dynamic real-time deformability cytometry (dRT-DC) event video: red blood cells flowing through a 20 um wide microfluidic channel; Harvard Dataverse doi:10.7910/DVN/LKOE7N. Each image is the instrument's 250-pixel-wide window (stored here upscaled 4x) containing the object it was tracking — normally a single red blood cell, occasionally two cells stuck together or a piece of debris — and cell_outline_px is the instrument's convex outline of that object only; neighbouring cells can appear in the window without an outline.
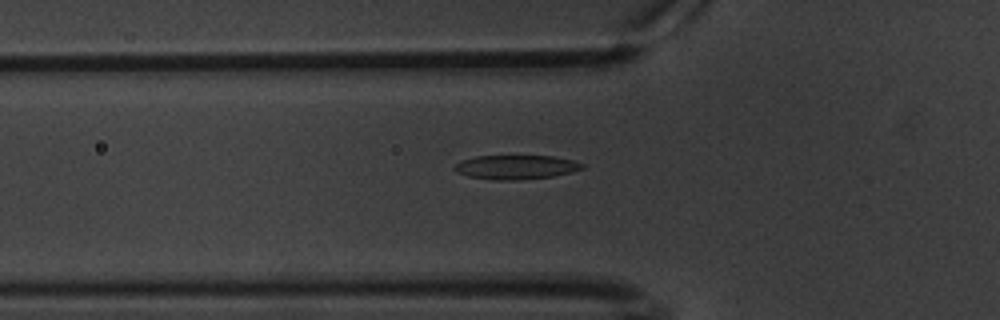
{"species": "common noctule bat (a hibernating species)", "species_latin": "Nyctalus noctula", "temperature_condition": "warm", "stored_images_in_passage": 60, "camera_frame_rate_fps": 3000, "um_per_image_px": 0.085, "animal": {"sex": "male", "body_mass_g": 20.1, "forearm_length_mm": 53.5}, "frame": {"image": 1, "passage_image": 21, "time_ms": 6.667, "image_size_px": [1000, 320], "cell_outline_px": [[584, 168], [572, 172], [552, 176], [516, 180], [496, 180], [468, 176], [456, 172], [452, 168], [460, 160], [476, 156], [552, 156], [572, 160], [584, 164]], "centroid_in_image_um": [43.83, 14.2], "position_along_channel_um": 82.0, "area_um2": 17.92}}
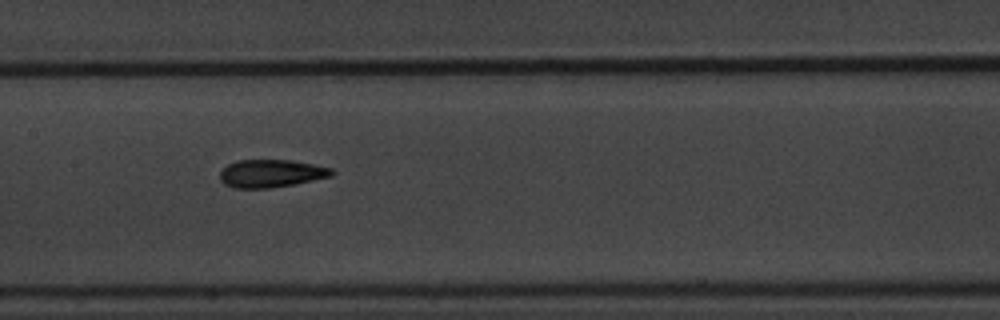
{"frame": {"image": 2, "passage_image": 30, "time_ms": 9.667, "image_size_px": [1000, 320], "cell_outline_px": [[336, 172], [332, 176], [292, 184], [268, 188], [232, 188], [224, 184], [220, 180], [220, 172], [228, 164], [236, 160], [288, 160], [312, 164], [332, 168]], "centroid_in_image_um": [23.02, 14.74], "position_along_channel_um": 184.4, "area_um2": 18.03}}
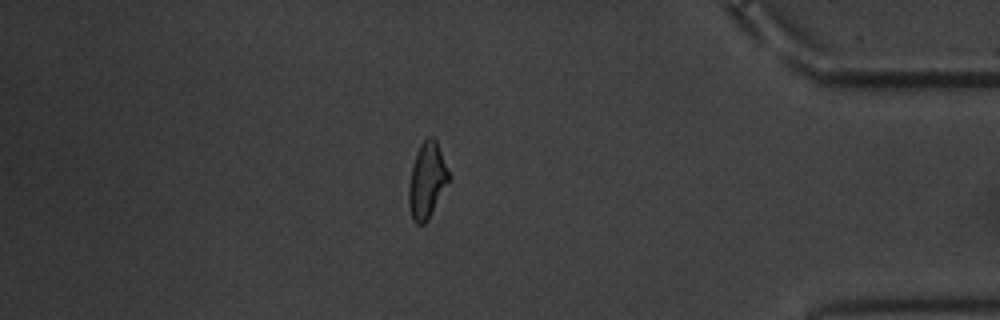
{"frame": {"image": 3, "passage_image": 52, "time_ms": 17.0, "image_size_px": [1000, 320], "cell_outline_px": [[452, 176], [428, 220], [424, 224], [416, 224], [412, 220], [408, 204], [408, 188], [412, 168], [416, 152], [420, 144], [428, 136], [432, 136], [436, 140]], "centroid_in_image_um": [36.3, 15.34], "position_along_channel_um": 398.9, "area_um2": 17.92}, "authors_computed_cell_mechanics": {"area_um2": 17.9758, "velocity_mm_per_s": 3.373, "shape_relaxation_time_tau1_ms": 4.852, "shape_relaxation_time_tau2_ms": 2.0912, "deformation_change_tau1": 0.1691, "deformation_change_tau2": 0.0836}}